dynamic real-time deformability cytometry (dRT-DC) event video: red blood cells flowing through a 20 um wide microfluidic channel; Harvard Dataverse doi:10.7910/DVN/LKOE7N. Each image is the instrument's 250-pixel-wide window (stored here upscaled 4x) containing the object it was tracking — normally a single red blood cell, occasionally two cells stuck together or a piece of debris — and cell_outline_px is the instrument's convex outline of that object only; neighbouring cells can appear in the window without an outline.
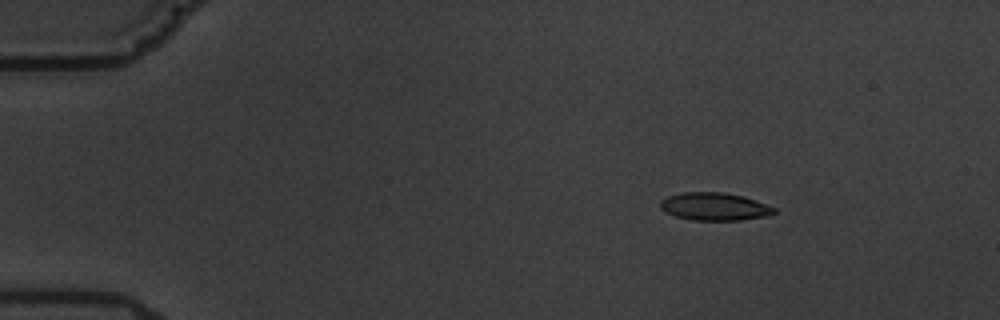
{"species": "common noctule bat (a hibernating species)", "species_latin": "Nyctalus noctula", "temperature_condition": "warm", "stored_images_in_passage": 3, "camera_frame_rate_fps": 3000, "um_per_image_px": 0.085, "animal": {"sex": "male", "body_mass_g": 19.5, "forearm_length_mm": 54.6}, "frame": {"image": 1, "passage_image": 1, "time_ms": 0.0, "image_size_px": [1000, 320], "cell_outline_px": [[776, 212], [768, 216], [740, 220], [692, 220], [676, 216], [660, 208], [660, 200], [668, 196], [684, 192], [724, 192], [744, 196], [776, 208]], "centroid_in_image_um": [60.75, 17.55], "position_along_channel_um": 24.2, "area_um2": 18.38}}